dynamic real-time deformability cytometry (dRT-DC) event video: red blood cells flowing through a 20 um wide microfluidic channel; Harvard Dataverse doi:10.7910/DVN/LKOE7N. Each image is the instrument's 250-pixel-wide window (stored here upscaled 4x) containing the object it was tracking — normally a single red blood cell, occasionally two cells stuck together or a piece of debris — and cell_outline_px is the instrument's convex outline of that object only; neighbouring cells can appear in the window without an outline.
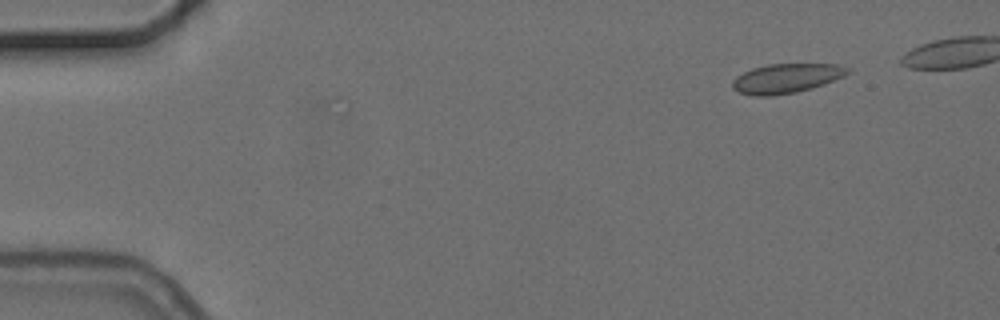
{"species": "common noctule bat (a hibernating species)", "species_latin": "Nyctalus noctula", "temperature_condition": "cold", "stored_images_in_passage": 5, "camera_frame_rate_fps": 3000, "um_per_image_px": 0.085, "animal": {"sex": "female", "body_mass_g": 24.6, "forearm_length_mm": 56.2}, "frame": {"image": 1, "passage_image": 1, "time_ms": 0.0, "image_size_px": [1000, 320], "cell_outline_px": [[848, 72], [844, 76], [824, 84], [812, 88], [796, 92], [772, 96], [752, 96], [740, 92], [732, 88], [732, 80], [736, 76], [752, 68], [768, 64], [836, 64], [848, 68]], "centroid_in_image_um": [66.8, 6.66], "position_along_channel_um": 18.2, "area_um2": 19.71}}